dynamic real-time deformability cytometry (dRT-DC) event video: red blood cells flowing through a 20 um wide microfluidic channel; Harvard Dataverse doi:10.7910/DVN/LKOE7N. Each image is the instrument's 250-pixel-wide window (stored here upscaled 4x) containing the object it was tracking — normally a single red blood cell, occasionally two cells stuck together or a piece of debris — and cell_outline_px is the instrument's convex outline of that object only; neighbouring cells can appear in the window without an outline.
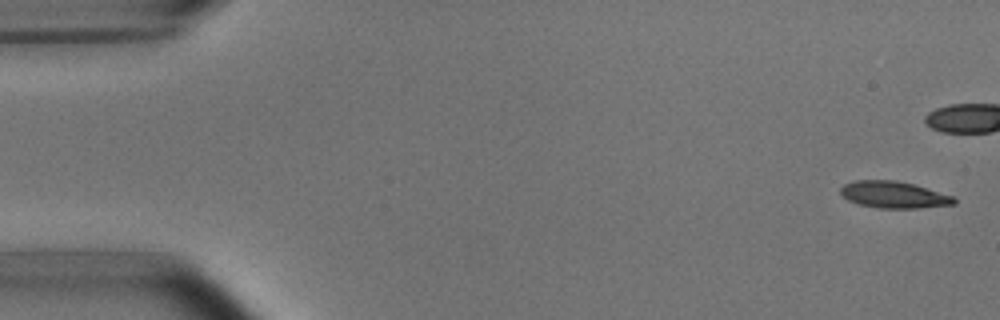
{"species": "common noctule bat (a hibernating species)", "species_latin": "Nyctalus noctula", "temperature_condition": "room temperature", "stored_images_in_passage": 7, "camera_frame_rate_fps": 3000, "um_per_image_px": 0.085, "animal": {"sex": "male", "body_mass_g": 15.6}, "frame": {"image": 1, "passage_image": 1, "time_ms": 0.0, "image_size_px": [1000, 320], "cell_outline_px": [[956, 204], [916, 208], [876, 208], [860, 204], [848, 200], [840, 192], [840, 188], [844, 184], [856, 180], [896, 180], [912, 184], [956, 196]], "centroid_in_image_um": [76.0, 16.55], "position_along_channel_um": 9.0, "area_um2": 17.69}}
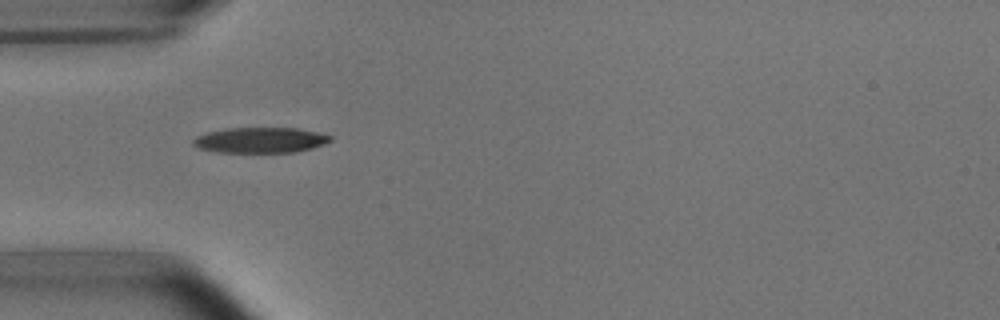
{"frame": {"image": 2, "passage_image": 6, "time_ms": 6.0, "image_size_px": [1000, 320], "cell_outline_px": [[332, 140], [324, 144], [312, 148], [296, 152], [216, 152], [200, 148], [192, 144], [192, 140], [196, 136], [208, 132], [228, 128], [296, 128], [316, 132], [332, 136]], "centroid_in_image_um": [22.13, 11.91], "position_along_channel_um": 62.9, "area_um2": 20.29}}